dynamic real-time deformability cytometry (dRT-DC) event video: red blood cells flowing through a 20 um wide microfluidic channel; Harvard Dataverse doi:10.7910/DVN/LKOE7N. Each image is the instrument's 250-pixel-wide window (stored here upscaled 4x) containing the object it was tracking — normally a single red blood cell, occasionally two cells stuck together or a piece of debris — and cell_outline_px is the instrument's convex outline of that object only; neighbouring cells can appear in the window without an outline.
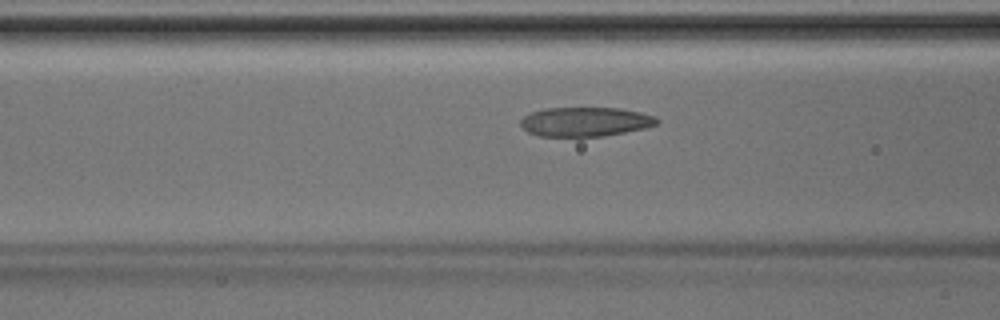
{"species": "Egyptian fruit bat (a non-hibernating species)", "species_latin": "Rousettus aegyptiacus", "temperature_condition": "room temperature", "stored_images_in_passage": 43, "camera_frame_rate_fps": 3000, "um_per_image_px": 0.085, "animal": {"sex": "male"}, "frame": {"image": 1, "passage_image": 16, "time_ms": 5.0, "image_size_px": [1000, 320], "cell_outline_px": [[660, 124], [644, 128], [604, 136], [540, 136], [528, 132], [520, 124], [520, 120], [524, 116], [532, 112], [544, 108], [620, 108], [640, 112], [656, 116], [660, 120]], "centroid_in_image_um": [49.78, 10.34], "position_along_channel_um": 116.8, "area_um2": 23.29}}
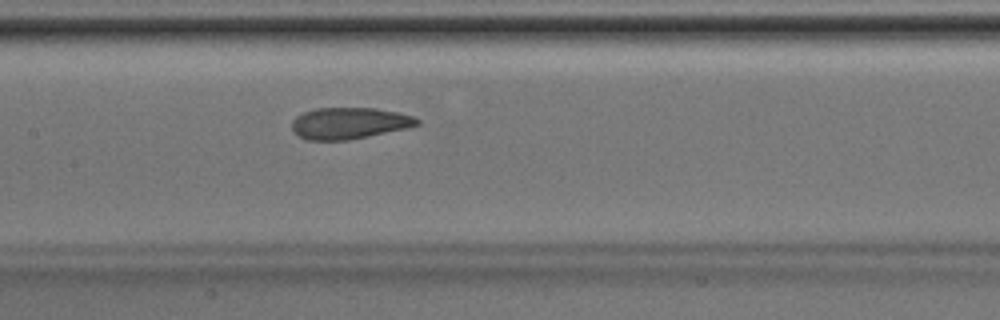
{"frame": {"image": 2, "passage_image": 20, "time_ms": 6.333, "image_size_px": [1000, 320], "cell_outline_px": [[420, 124], [408, 128], [348, 140], [308, 140], [292, 132], [292, 120], [296, 116], [304, 112], [316, 108], [376, 108], [396, 112], [412, 116], [420, 120]], "centroid_in_image_um": [29.67, 10.47], "position_along_channel_um": 177.7, "area_um2": 22.95}}
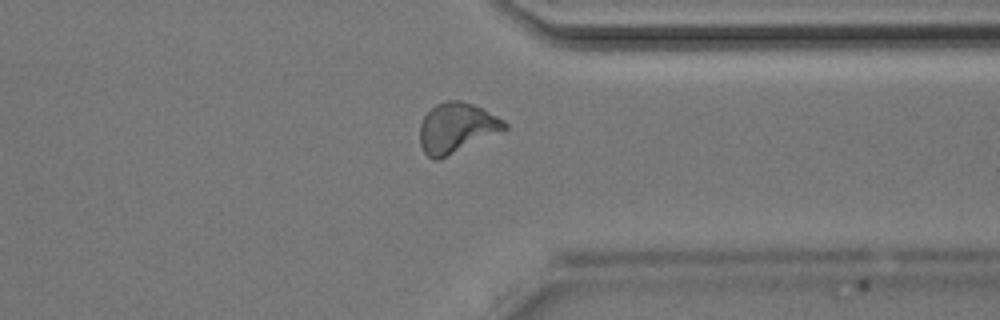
{"frame": {"image": 3, "passage_image": 33, "time_ms": 10.667, "image_size_px": [1000, 320], "cell_outline_px": [[508, 128], [436, 160], [432, 160], [424, 152], [420, 144], [420, 124], [424, 116], [436, 104], [448, 100], [460, 100], [472, 104], [504, 120], [508, 124]], "centroid_in_image_um": [38.78, 10.85], "position_along_channel_um": 372.6, "area_um2": 24.04}}